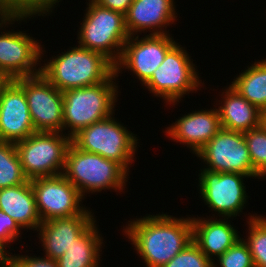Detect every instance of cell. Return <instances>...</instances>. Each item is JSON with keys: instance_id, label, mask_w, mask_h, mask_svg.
Masks as SVG:
<instances>
[{"instance_id": "1", "label": "cell", "mask_w": 266, "mask_h": 267, "mask_svg": "<svg viewBox=\"0 0 266 267\" xmlns=\"http://www.w3.org/2000/svg\"><path fill=\"white\" fill-rule=\"evenodd\" d=\"M135 219L128 221L122 232L146 267H163L192 242L191 217L177 218L162 212Z\"/></svg>"}, {"instance_id": "2", "label": "cell", "mask_w": 266, "mask_h": 267, "mask_svg": "<svg viewBox=\"0 0 266 267\" xmlns=\"http://www.w3.org/2000/svg\"><path fill=\"white\" fill-rule=\"evenodd\" d=\"M70 48L40 66L41 74L61 92L105 82L115 73V65L104 55L80 46Z\"/></svg>"}, {"instance_id": "3", "label": "cell", "mask_w": 266, "mask_h": 267, "mask_svg": "<svg viewBox=\"0 0 266 267\" xmlns=\"http://www.w3.org/2000/svg\"><path fill=\"white\" fill-rule=\"evenodd\" d=\"M114 73L99 84L63 91V133L72 138L83 128L111 116L118 100V79ZM115 81V82H114Z\"/></svg>"}, {"instance_id": "4", "label": "cell", "mask_w": 266, "mask_h": 267, "mask_svg": "<svg viewBox=\"0 0 266 267\" xmlns=\"http://www.w3.org/2000/svg\"><path fill=\"white\" fill-rule=\"evenodd\" d=\"M63 175L85 198L87 194L100 193L102 190L123 192L129 173L115 161L85 152L71 142L66 153Z\"/></svg>"}, {"instance_id": "5", "label": "cell", "mask_w": 266, "mask_h": 267, "mask_svg": "<svg viewBox=\"0 0 266 267\" xmlns=\"http://www.w3.org/2000/svg\"><path fill=\"white\" fill-rule=\"evenodd\" d=\"M78 32V46L98 52L114 65L121 58L124 44L130 37L125 25V15L88 0ZM116 50V51H115Z\"/></svg>"}, {"instance_id": "6", "label": "cell", "mask_w": 266, "mask_h": 267, "mask_svg": "<svg viewBox=\"0 0 266 267\" xmlns=\"http://www.w3.org/2000/svg\"><path fill=\"white\" fill-rule=\"evenodd\" d=\"M113 116L83 128L71 138V142L85 152L115 161L130 172L139 139Z\"/></svg>"}, {"instance_id": "7", "label": "cell", "mask_w": 266, "mask_h": 267, "mask_svg": "<svg viewBox=\"0 0 266 267\" xmlns=\"http://www.w3.org/2000/svg\"><path fill=\"white\" fill-rule=\"evenodd\" d=\"M185 47L176 43L165 55L164 61L143 85L155 97L162 98L167 105H176L183 96L195 93L204 85L197 66Z\"/></svg>"}, {"instance_id": "8", "label": "cell", "mask_w": 266, "mask_h": 267, "mask_svg": "<svg viewBox=\"0 0 266 267\" xmlns=\"http://www.w3.org/2000/svg\"><path fill=\"white\" fill-rule=\"evenodd\" d=\"M71 138L61 132L37 131L15 143L28 180L63 174Z\"/></svg>"}, {"instance_id": "9", "label": "cell", "mask_w": 266, "mask_h": 267, "mask_svg": "<svg viewBox=\"0 0 266 267\" xmlns=\"http://www.w3.org/2000/svg\"><path fill=\"white\" fill-rule=\"evenodd\" d=\"M29 17H8L1 25L0 29L14 22L25 21ZM21 21V22H20ZM4 27V28H3ZM0 34V74L8 80L32 77L41 74V61L44 57L43 45L39 40H35L26 31H1ZM40 64V65H39ZM38 68H37V67Z\"/></svg>"}, {"instance_id": "10", "label": "cell", "mask_w": 266, "mask_h": 267, "mask_svg": "<svg viewBox=\"0 0 266 267\" xmlns=\"http://www.w3.org/2000/svg\"><path fill=\"white\" fill-rule=\"evenodd\" d=\"M200 170L198 190L208 208L217 212L216 214L222 218L232 217L233 220L234 217L239 216L249 198L246 195L248 193H246L243 178L252 177L241 173H220L205 168Z\"/></svg>"}, {"instance_id": "11", "label": "cell", "mask_w": 266, "mask_h": 267, "mask_svg": "<svg viewBox=\"0 0 266 267\" xmlns=\"http://www.w3.org/2000/svg\"><path fill=\"white\" fill-rule=\"evenodd\" d=\"M205 169L220 173H241L255 179L262 177L254 170L244 133L221 128L219 132L196 153Z\"/></svg>"}, {"instance_id": "12", "label": "cell", "mask_w": 266, "mask_h": 267, "mask_svg": "<svg viewBox=\"0 0 266 267\" xmlns=\"http://www.w3.org/2000/svg\"><path fill=\"white\" fill-rule=\"evenodd\" d=\"M30 181L42 222L82 215L87 210L82 205L84 197L63 174Z\"/></svg>"}, {"instance_id": "13", "label": "cell", "mask_w": 266, "mask_h": 267, "mask_svg": "<svg viewBox=\"0 0 266 267\" xmlns=\"http://www.w3.org/2000/svg\"><path fill=\"white\" fill-rule=\"evenodd\" d=\"M15 81L24 89L35 130L63 133V93L42 74Z\"/></svg>"}, {"instance_id": "14", "label": "cell", "mask_w": 266, "mask_h": 267, "mask_svg": "<svg viewBox=\"0 0 266 267\" xmlns=\"http://www.w3.org/2000/svg\"><path fill=\"white\" fill-rule=\"evenodd\" d=\"M176 43L170 34H145L142 38H139V35L130 36L124 44L120 60L115 65L116 75L119 76L124 69H128L143 86Z\"/></svg>"}, {"instance_id": "15", "label": "cell", "mask_w": 266, "mask_h": 267, "mask_svg": "<svg viewBox=\"0 0 266 267\" xmlns=\"http://www.w3.org/2000/svg\"><path fill=\"white\" fill-rule=\"evenodd\" d=\"M34 132L24 89L8 80L0 91V141L17 143Z\"/></svg>"}, {"instance_id": "16", "label": "cell", "mask_w": 266, "mask_h": 267, "mask_svg": "<svg viewBox=\"0 0 266 267\" xmlns=\"http://www.w3.org/2000/svg\"><path fill=\"white\" fill-rule=\"evenodd\" d=\"M217 103L215 109H201L182 115L165 128V135L174 142L186 145L195 155L221 129Z\"/></svg>"}, {"instance_id": "17", "label": "cell", "mask_w": 266, "mask_h": 267, "mask_svg": "<svg viewBox=\"0 0 266 267\" xmlns=\"http://www.w3.org/2000/svg\"><path fill=\"white\" fill-rule=\"evenodd\" d=\"M94 213L87 208L82 215L53 218L37 228L45 252L43 257L57 260L94 221Z\"/></svg>"}, {"instance_id": "18", "label": "cell", "mask_w": 266, "mask_h": 267, "mask_svg": "<svg viewBox=\"0 0 266 267\" xmlns=\"http://www.w3.org/2000/svg\"><path fill=\"white\" fill-rule=\"evenodd\" d=\"M175 8L174 0H134L125 14L129 36L148 31L150 35L169 34L167 26L170 27L178 17Z\"/></svg>"}, {"instance_id": "19", "label": "cell", "mask_w": 266, "mask_h": 267, "mask_svg": "<svg viewBox=\"0 0 266 267\" xmlns=\"http://www.w3.org/2000/svg\"><path fill=\"white\" fill-rule=\"evenodd\" d=\"M214 216V217H212ZM192 217V241L211 260L217 259L241 237L228 218ZM226 220V221H225ZM214 256V257H213ZM213 257V258H212ZM216 257V258H215Z\"/></svg>"}, {"instance_id": "20", "label": "cell", "mask_w": 266, "mask_h": 267, "mask_svg": "<svg viewBox=\"0 0 266 267\" xmlns=\"http://www.w3.org/2000/svg\"><path fill=\"white\" fill-rule=\"evenodd\" d=\"M218 112L221 128L235 132H247L262 125L263 112L248 102L230 85L221 94ZM221 102V103H220Z\"/></svg>"}, {"instance_id": "21", "label": "cell", "mask_w": 266, "mask_h": 267, "mask_svg": "<svg viewBox=\"0 0 266 267\" xmlns=\"http://www.w3.org/2000/svg\"><path fill=\"white\" fill-rule=\"evenodd\" d=\"M0 210L13 218L24 230L36 231L42 223L30 180L0 189Z\"/></svg>"}, {"instance_id": "22", "label": "cell", "mask_w": 266, "mask_h": 267, "mask_svg": "<svg viewBox=\"0 0 266 267\" xmlns=\"http://www.w3.org/2000/svg\"><path fill=\"white\" fill-rule=\"evenodd\" d=\"M96 220L77 238L56 262L58 267H100L103 236Z\"/></svg>"}, {"instance_id": "23", "label": "cell", "mask_w": 266, "mask_h": 267, "mask_svg": "<svg viewBox=\"0 0 266 267\" xmlns=\"http://www.w3.org/2000/svg\"><path fill=\"white\" fill-rule=\"evenodd\" d=\"M230 86L261 112L266 111V59L247 66Z\"/></svg>"}, {"instance_id": "24", "label": "cell", "mask_w": 266, "mask_h": 267, "mask_svg": "<svg viewBox=\"0 0 266 267\" xmlns=\"http://www.w3.org/2000/svg\"><path fill=\"white\" fill-rule=\"evenodd\" d=\"M27 180L15 143L0 141V189L23 184Z\"/></svg>"}, {"instance_id": "25", "label": "cell", "mask_w": 266, "mask_h": 267, "mask_svg": "<svg viewBox=\"0 0 266 267\" xmlns=\"http://www.w3.org/2000/svg\"><path fill=\"white\" fill-rule=\"evenodd\" d=\"M266 216H248V235L243 240L248 245L255 267H266ZM248 237V238H247Z\"/></svg>"}, {"instance_id": "26", "label": "cell", "mask_w": 266, "mask_h": 267, "mask_svg": "<svg viewBox=\"0 0 266 267\" xmlns=\"http://www.w3.org/2000/svg\"><path fill=\"white\" fill-rule=\"evenodd\" d=\"M244 138L250 153V160L254 170L266 179V127L262 124L258 128L244 132Z\"/></svg>"}, {"instance_id": "27", "label": "cell", "mask_w": 266, "mask_h": 267, "mask_svg": "<svg viewBox=\"0 0 266 267\" xmlns=\"http://www.w3.org/2000/svg\"><path fill=\"white\" fill-rule=\"evenodd\" d=\"M214 263V267H255L252 255L249 251L248 245L240 238L237 242L226 250ZM218 266V267H219Z\"/></svg>"}, {"instance_id": "28", "label": "cell", "mask_w": 266, "mask_h": 267, "mask_svg": "<svg viewBox=\"0 0 266 267\" xmlns=\"http://www.w3.org/2000/svg\"><path fill=\"white\" fill-rule=\"evenodd\" d=\"M214 262L192 241L163 267H214Z\"/></svg>"}, {"instance_id": "29", "label": "cell", "mask_w": 266, "mask_h": 267, "mask_svg": "<svg viewBox=\"0 0 266 267\" xmlns=\"http://www.w3.org/2000/svg\"><path fill=\"white\" fill-rule=\"evenodd\" d=\"M0 9L8 17L34 18V0H0Z\"/></svg>"}, {"instance_id": "30", "label": "cell", "mask_w": 266, "mask_h": 267, "mask_svg": "<svg viewBox=\"0 0 266 267\" xmlns=\"http://www.w3.org/2000/svg\"><path fill=\"white\" fill-rule=\"evenodd\" d=\"M21 230H23L18 223L0 210V241L5 242L9 247L11 243L19 240Z\"/></svg>"}, {"instance_id": "31", "label": "cell", "mask_w": 266, "mask_h": 267, "mask_svg": "<svg viewBox=\"0 0 266 267\" xmlns=\"http://www.w3.org/2000/svg\"><path fill=\"white\" fill-rule=\"evenodd\" d=\"M15 256L23 263L24 267H58L56 260L41 256H28L15 254Z\"/></svg>"}, {"instance_id": "32", "label": "cell", "mask_w": 266, "mask_h": 267, "mask_svg": "<svg viewBox=\"0 0 266 267\" xmlns=\"http://www.w3.org/2000/svg\"><path fill=\"white\" fill-rule=\"evenodd\" d=\"M61 0H34V19L37 16H50L53 13L55 5ZM52 12V13H51ZM48 14V15H47Z\"/></svg>"}, {"instance_id": "33", "label": "cell", "mask_w": 266, "mask_h": 267, "mask_svg": "<svg viewBox=\"0 0 266 267\" xmlns=\"http://www.w3.org/2000/svg\"><path fill=\"white\" fill-rule=\"evenodd\" d=\"M100 6L123 13H127L134 0H94Z\"/></svg>"}, {"instance_id": "34", "label": "cell", "mask_w": 266, "mask_h": 267, "mask_svg": "<svg viewBox=\"0 0 266 267\" xmlns=\"http://www.w3.org/2000/svg\"><path fill=\"white\" fill-rule=\"evenodd\" d=\"M7 244L0 241V267L5 265L14 255L10 251L6 250Z\"/></svg>"}, {"instance_id": "35", "label": "cell", "mask_w": 266, "mask_h": 267, "mask_svg": "<svg viewBox=\"0 0 266 267\" xmlns=\"http://www.w3.org/2000/svg\"><path fill=\"white\" fill-rule=\"evenodd\" d=\"M2 267H24V265L14 254V256Z\"/></svg>"}, {"instance_id": "36", "label": "cell", "mask_w": 266, "mask_h": 267, "mask_svg": "<svg viewBox=\"0 0 266 267\" xmlns=\"http://www.w3.org/2000/svg\"><path fill=\"white\" fill-rule=\"evenodd\" d=\"M8 81V79L3 76L2 74H0V91L2 89V87L6 84V82Z\"/></svg>"}, {"instance_id": "37", "label": "cell", "mask_w": 266, "mask_h": 267, "mask_svg": "<svg viewBox=\"0 0 266 267\" xmlns=\"http://www.w3.org/2000/svg\"><path fill=\"white\" fill-rule=\"evenodd\" d=\"M8 18V16L0 9V25Z\"/></svg>"}, {"instance_id": "38", "label": "cell", "mask_w": 266, "mask_h": 267, "mask_svg": "<svg viewBox=\"0 0 266 267\" xmlns=\"http://www.w3.org/2000/svg\"><path fill=\"white\" fill-rule=\"evenodd\" d=\"M262 124L266 127V111L263 112Z\"/></svg>"}]
</instances>
